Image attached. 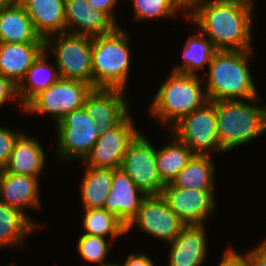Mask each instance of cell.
I'll use <instances>...</instances> for the list:
<instances>
[{"label":"cell","instance_id":"2e32d148","mask_svg":"<svg viewBox=\"0 0 266 266\" xmlns=\"http://www.w3.org/2000/svg\"><path fill=\"white\" fill-rule=\"evenodd\" d=\"M206 226V227H205ZM208 225H186L180 234L167 245V266H203L206 264L208 247Z\"/></svg>","mask_w":266,"mask_h":266},{"label":"cell","instance_id":"603a6c76","mask_svg":"<svg viewBox=\"0 0 266 266\" xmlns=\"http://www.w3.org/2000/svg\"><path fill=\"white\" fill-rule=\"evenodd\" d=\"M52 58L44 50L18 84L19 99L24 107L41 91L46 90L60 79L55 62L50 61Z\"/></svg>","mask_w":266,"mask_h":266},{"label":"cell","instance_id":"f546056e","mask_svg":"<svg viewBox=\"0 0 266 266\" xmlns=\"http://www.w3.org/2000/svg\"><path fill=\"white\" fill-rule=\"evenodd\" d=\"M134 15L133 20L137 22L160 21L159 19H174L183 16L187 20V13L178 5L175 0H130ZM180 14V15H178Z\"/></svg>","mask_w":266,"mask_h":266},{"label":"cell","instance_id":"83f0119b","mask_svg":"<svg viewBox=\"0 0 266 266\" xmlns=\"http://www.w3.org/2000/svg\"><path fill=\"white\" fill-rule=\"evenodd\" d=\"M80 181V201L83 209L103 208L111 190L112 169L84 167Z\"/></svg>","mask_w":266,"mask_h":266},{"label":"cell","instance_id":"9a60e30c","mask_svg":"<svg viewBox=\"0 0 266 266\" xmlns=\"http://www.w3.org/2000/svg\"><path fill=\"white\" fill-rule=\"evenodd\" d=\"M40 180L28 175H16L2 169L0 175V200L22 212L38 229H43L45 224L41 223L40 225L27 212V210L31 209L36 213L43 209V201L40 196Z\"/></svg>","mask_w":266,"mask_h":266},{"label":"cell","instance_id":"7a4b0ae2","mask_svg":"<svg viewBox=\"0 0 266 266\" xmlns=\"http://www.w3.org/2000/svg\"><path fill=\"white\" fill-rule=\"evenodd\" d=\"M254 50L216 51L202 75L208 100H250L261 95L250 68Z\"/></svg>","mask_w":266,"mask_h":266},{"label":"cell","instance_id":"8992f818","mask_svg":"<svg viewBox=\"0 0 266 266\" xmlns=\"http://www.w3.org/2000/svg\"><path fill=\"white\" fill-rule=\"evenodd\" d=\"M45 51L54 56L60 78L79 80L93 87L92 38L60 33L45 39Z\"/></svg>","mask_w":266,"mask_h":266},{"label":"cell","instance_id":"d6986e66","mask_svg":"<svg viewBox=\"0 0 266 266\" xmlns=\"http://www.w3.org/2000/svg\"><path fill=\"white\" fill-rule=\"evenodd\" d=\"M37 137L24 132L18 137L4 170L16 175L41 178L46 166V153Z\"/></svg>","mask_w":266,"mask_h":266},{"label":"cell","instance_id":"44dd1931","mask_svg":"<svg viewBox=\"0 0 266 266\" xmlns=\"http://www.w3.org/2000/svg\"><path fill=\"white\" fill-rule=\"evenodd\" d=\"M45 50V43H0V75L17 85Z\"/></svg>","mask_w":266,"mask_h":266},{"label":"cell","instance_id":"9c48e42d","mask_svg":"<svg viewBox=\"0 0 266 266\" xmlns=\"http://www.w3.org/2000/svg\"><path fill=\"white\" fill-rule=\"evenodd\" d=\"M170 131L194 154L226 155L220 147L218 138L216 101L208 100L201 107L184 116Z\"/></svg>","mask_w":266,"mask_h":266},{"label":"cell","instance_id":"74e56055","mask_svg":"<svg viewBox=\"0 0 266 266\" xmlns=\"http://www.w3.org/2000/svg\"><path fill=\"white\" fill-rule=\"evenodd\" d=\"M175 1L188 14L202 0H175Z\"/></svg>","mask_w":266,"mask_h":266},{"label":"cell","instance_id":"cb8c5ba5","mask_svg":"<svg viewBox=\"0 0 266 266\" xmlns=\"http://www.w3.org/2000/svg\"><path fill=\"white\" fill-rule=\"evenodd\" d=\"M188 35L187 41L184 43L182 50V63L177 62L171 69L172 72L203 75L206 67L208 68L212 57L217 49L209 38H207L199 29ZM202 70V71H200ZM200 71V72H199ZM199 72V73H198Z\"/></svg>","mask_w":266,"mask_h":266},{"label":"cell","instance_id":"30bf717a","mask_svg":"<svg viewBox=\"0 0 266 266\" xmlns=\"http://www.w3.org/2000/svg\"><path fill=\"white\" fill-rule=\"evenodd\" d=\"M187 224L167 205L161 195L146 196L139 206L137 215L126 226V234L134 229L157 239L164 244L171 243Z\"/></svg>","mask_w":266,"mask_h":266},{"label":"cell","instance_id":"7402d4cb","mask_svg":"<svg viewBox=\"0 0 266 266\" xmlns=\"http://www.w3.org/2000/svg\"><path fill=\"white\" fill-rule=\"evenodd\" d=\"M0 43H45L20 4L0 7Z\"/></svg>","mask_w":266,"mask_h":266},{"label":"cell","instance_id":"5b68a950","mask_svg":"<svg viewBox=\"0 0 266 266\" xmlns=\"http://www.w3.org/2000/svg\"><path fill=\"white\" fill-rule=\"evenodd\" d=\"M130 33L122 26L111 33L92 38L93 88L125 91L130 80L133 46Z\"/></svg>","mask_w":266,"mask_h":266},{"label":"cell","instance_id":"ffe728a7","mask_svg":"<svg viewBox=\"0 0 266 266\" xmlns=\"http://www.w3.org/2000/svg\"><path fill=\"white\" fill-rule=\"evenodd\" d=\"M44 40L66 32L65 3L62 0H19Z\"/></svg>","mask_w":266,"mask_h":266},{"label":"cell","instance_id":"d590c367","mask_svg":"<svg viewBox=\"0 0 266 266\" xmlns=\"http://www.w3.org/2000/svg\"><path fill=\"white\" fill-rule=\"evenodd\" d=\"M128 257L124 260V263L119 261L118 264L120 266H155L152 256L148 255V253L144 251L132 252ZM121 262V263H120Z\"/></svg>","mask_w":266,"mask_h":266},{"label":"cell","instance_id":"4fadbf2b","mask_svg":"<svg viewBox=\"0 0 266 266\" xmlns=\"http://www.w3.org/2000/svg\"><path fill=\"white\" fill-rule=\"evenodd\" d=\"M133 116L130 113L120 124L99 135L91 152L82 161L83 167L105 169L121 167L129 143L141 131Z\"/></svg>","mask_w":266,"mask_h":266},{"label":"cell","instance_id":"4dcf8cb0","mask_svg":"<svg viewBox=\"0 0 266 266\" xmlns=\"http://www.w3.org/2000/svg\"><path fill=\"white\" fill-rule=\"evenodd\" d=\"M77 238L75 250L79 253V257L86 263L95 264L97 266H104L112 263V259L107 260L109 257L110 248L115 240L118 238H103L92 236L88 234L79 233ZM113 240V241H112Z\"/></svg>","mask_w":266,"mask_h":266},{"label":"cell","instance_id":"836d02e7","mask_svg":"<svg viewBox=\"0 0 266 266\" xmlns=\"http://www.w3.org/2000/svg\"><path fill=\"white\" fill-rule=\"evenodd\" d=\"M217 266H252L247 253L236 250L235 247L226 246Z\"/></svg>","mask_w":266,"mask_h":266},{"label":"cell","instance_id":"ab89813d","mask_svg":"<svg viewBox=\"0 0 266 266\" xmlns=\"http://www.w3.org/2000/svg\"><path fill=\"white\" fill-rule=\"evenodd\" d=\"M104 266H120V265L118 264L117 261H115V262H112V263H110L108 265H104Z\"/></svg>","mask_w":266,"mask_h":266},{"label":"cell","instance_id":"60d3db41","mask_svg":"<svg viewBox=\"0 0 266 266\" xmlns=\"http://www.w3.org/2000/svg\"><path fill=\"white\" fill-rule=\"evenodd\" d=\"M242 1L249 2V3L253 4V5H255V2H257V1H255V0H242Z\"/></svg>","mask_w":266,"mask_h":266},{"label":"cell","instance_id":"d6a6232c","mask_svg":"<svg viewBox=\"0 0 266 266\" xmlns=\"http://www.w3.org/2000/svg\"><path fill=\"white\" fill-rule=\"evenodd\" d=\"M10 101L19 105V113H25V107L19 99L18 85L12 79L0 75V109Z\"/></svg>","mask_w":266,"mask_h":266},{"label":"cell","instance_id":"5bb4252c","mask_svg":"<svg viewBox=\"0 0 266 266\" xmlns=\"http://www.w3.org/2000/svg\"><path fill=\"white\" fill-rule=\"evenodd\" d=\"M126 95L125 90L116 88H93L88 94L83 109L96 121L99 135L120 124L132 112L131 98Z\"/></svg>","mask_w":266,"mask_h":266},{"label":"cell","instance_id":"6da1fadb","mask_svg":"<svg viewBox=\"0 0 266 266\" xmlns=\"http://www.w3.org/2000/svg\"><path fill=\"white\" fill-rule=\"evenodd\" d=\"M255 6L242 0H202L188 14L217 50H253Z\"/></svg>","mask_w":266,"mask_h":266},{"label":"cell","instance_id":"ac0fdd59","mask_svg":"<svg viewBox=\"0 0 266 266\" xmlns=\"http://www.w3.org/2000/svg\"><path fill=\"white\" fill-rule=\"evenodd\" d=\"M66 32L91 38L114 31L118 26L102 11L92 8L87 0L65 3Z\"/></svg>","mask_w":266,"mask_h":266},{"label":"cell","instance_id":"3957f363","mask_svg":"<svg viewBox=\"0 0 266 266\" xmlns=\"http://www.w3.org/2000/svg\"><path fill=\"white\" fill-rule=\"evenodd\" d=\"M170 73V74H169ZM148 105V115L163 130H170L184 116L208 101L202 76L170 71Z\"/></svg>","mask_w":266,"mask_h":266},{"label":"cell","instance_id":"b9f144b4","mask_svg":"<svg viewBox=\"0 0 266 266\" xmlns=\"http://www.w3.org/2000/svg\"><path fill=\"white\" fill-rule=\"evenodd\" d=\"M64 3L68 2V1H71V0H62Z\"/></svg>","mask_w":266,"mask_h":266},{"label":"cell","instance_id":"277c9868","mask_svg":"<svg viewBox=\"0 0 266 266\" xmlns=\"http://www.w3.org/2000/svg\"><path fill=\"white\" fill-rule=\"evenodd\" d=\"M261 96L250 100L216 101L221 149L228 154L266 134V105Z\"/></svg>","mask_w":266,"mask_h":266},{"label":"cell","instance_id":"e575fe53","mask_svg":"<svg viewBox=\"0 0 266 266\" xmlns=\"http://www.w3.org/2000/svg\"><path fill=\"white\" fill-rule=\"evenodd\" d=\"M92 8L104 12L118 27H121L116 16V9L120 0H87Z\"/></svg>","mask_w":266,"mask_h":266},{"label":"cell","instance_id":"8d00e7d4","mask_svg":"<svg viewBox=\"0 0 266 266\" xmlns=\"http://www.w3.org/2000/svg\"><path fill=\"white\" fill-rule=\"evenodd\" d=\"M252 266H266V239L246 251Z\"/></svg>","mask_w":266,"mask_h":266},{"label":"cell","instance_id":"52a82bcc","mask_svg":"<svg viewBox=\"0 0 266 266\" xmlns=\"http://www.w3.org/2000/svg\"><path fill=\"white\" fill-rule=\"evenodd\" d=\"M54 128L55 158L62 164L75 159L82 162L99 137L96 121L86 114L83 107L67 113Z\"/></svg>","mask_w":266,"mask_h":266},{"label":"cell","instance_id":"484cf974","mask_svg":"<svg viewBox=\"0 0 266 266\" xmlns=\"http://www.w3.org/2000/svg\"><path fill=\"white\" fill-rule=\"evenodd\" d=\"M169 134L168 143L156 145V166L162 182L171 183L177 174L186 166L194 153L173 132ZM159 146V147H158Z\"/></svg>","mask_w":266,"mask_h":266},{"label":"cell","instance_id":"8fae6325","mask_svg":"<svg viewBox=\"0 0 266 266\" xmlns=\"http://www.w3.org/2000/svg\"><path fill=\"white\" fill-rule=\"evenodd\" d=\"M144 133L140 131L129 143L121 168L146 196L161 195L165 184L157 171L156 143Z\"/></svg>","mask_w":266,"mask_h":266},{"label":"cell","instance_id":"ba28073f","mask_svg":"<svg viewBox=\"0 0 266 266\" xmlns=\"http://www.w3.org/2000/svg\"><path fill=\"white\" fill-rule=\"evenodd\" d=\"M93 87L79 80L60 78L36 95L26 106L25 116H49L54 125L67 113L83 107Z\"/></svg>","mask_w":266,"mask_h":266},{"label":"cell","instance_id":"f35d334b","mask_svg":"<svg viewBox=\"0 0 266 266\" xmlns=\"http://www.w3.org/2000/svg\"><path fill=\"white\" fill-rule=\"evenodd\" d=\"M19 3V0H0V7L11 6Z\"/></svg>","mask_w":266,"mask_h":266},{"label":"cell","instance_id":"1f68e13d","mask_svg":"<svg viewBox=\"0 0 266 266\" xmlns=\"http://www.w3.org/2000/svg\"><path fill=\"white\" fill-rule=\"evenodd\" d=\"M23 132L21 129H12L0 123V167L2 169L9 162L14 145Z\"/></svg>","mask_w":266,"mask_h":266},{"label":"cell","instance_id":"e0dca14e","mask_svg":"<svg viewBox=\"0 0 266 266\" xmlns=\"http://www.w3.org/2000/svg\"><path fill=\"white\" fill-rule=\"evenodd\" d=\"M145 197L146 195L121 167L112 169L111 190L103 209L115 215L127 226L137 215Z\"/></svg>","mask_w":266,"mask_h":266},{"label":"cell","instance_id":"d4e9b609","mask_svg":"<svg viewBox=\"0 0 266 266\" xmlns=\"http://www.w3.org/2000/svg\"><path fill=\"white\" fill-rule=\"evenodd\" d=\"M36 230L39 229L22 212L0 200V251L25 246Z\"/></svg>","mask_w":266,"mask_h":266},{"label":"cell","instance_id":"4316f807","mask_svg":"<svg viewBox=\"0 0 266 266\" xmlns=\"http://www.w3.org/2000/svg\"><path fill=\"white\" fill-rule=\"evenodd\" d=\"M213 157L212 155L194 154L171 184L187 189L217 190L215 189L217 188L215 187L217 169Z\"/></svg>","mask_w":266,"mask_h":266},{"label":"cell","instance_id":"7c38bea8","mask_svg":"<svg viewBox=\"0 0 266 266\" xmlns=\"http://www.w3.org/2000/svg\"><path fill=\"white\" fill-rule=\"evenodd\" d=\"M216 193L215 190L187 189L169 183L164 186L161 196L187 225H206L216 213Z\"/></svg>","mask_w":266,"mask_h":266},{"label":"cell","instance_id":"f1b7e54d","mask_svg":"<svg viewBox=\"0 0 266 266\" xmlns=\"http://www.w3.org/2000/svg\"><path fill=\"white\" fill-rule=\"evenodd\" d=\"M81 227L83 234L103 238H121L127 236L126 225L115 215L103 208L82 209Z\"/></svg>","mask_w":266,"mask_h":266}]
</instances>
